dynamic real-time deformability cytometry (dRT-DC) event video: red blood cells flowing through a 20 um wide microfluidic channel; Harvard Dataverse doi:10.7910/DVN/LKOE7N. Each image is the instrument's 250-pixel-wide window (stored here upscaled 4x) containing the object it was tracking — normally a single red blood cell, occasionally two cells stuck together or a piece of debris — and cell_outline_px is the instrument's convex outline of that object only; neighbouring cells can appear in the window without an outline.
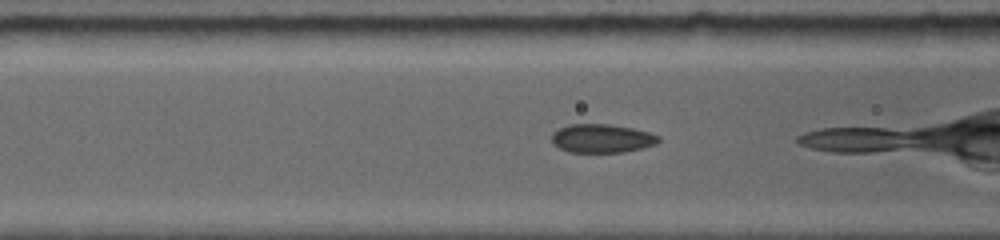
{"species": "common noctule bat (a hibernating species)", "species_latin": "Nyctalus noctula", "temperature_condition": "room temperature", "stored_images_in_passage": 6, "camera_frame_rate_fps": 5000, "um_per_image_px": 0.085, "animal": {"sex": "female", "body_mass_g": 19.0, "forearm_length_mm": 56.7}, "frame": {"image": 1, "passage_image": 4, "time_ms": 1.4, "image_size_px": [1000, 240], "cell_outline_px": [[660, 140], [652, 144], [640, 148], [620, 152], [568, 152], [560, 148], [552, 140], [552, 136], [560, 128], [572, 124], [608, 124], [632, 128], [648, 132], [660, 136]], "centroid_in_image_um": [51.16, 11.76], "position_along_channel_um": 115.4, "area_um2": 17.34}}